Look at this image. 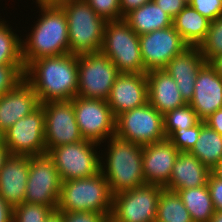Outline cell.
Segmentation results:
<instances>
[{
	"mask_svg": "<svg viewBox=\"0 0 222 222\" xmlns=\"http://www.w3.org/2000/svg\"><path fill=\"white\" fill-rule=\"evenodd\" d=\"M41 104L67 101L77 96L78 56L70 53L36 59L24 71Z\"/></svg>",
	"mask_w": 222,
	"mask_h": 222,
	"instance_id": "1",
	"label": "cell"
},
{
	"mask_svg": "<svg viewBox=\"0 0 222 222\" xmlns=\"http://www.w3.org/2000/svg\"><path fill=\"white\" fill-rule=\"evenodd\" d=\"M41 16L24 40L22 59L25 67L32 61L70 53L68 24L59 5H41Z\"/></svg>",
	"mask_w": 222,
	"mask_h": 222,
	"instance_id": "2",
	"label": "cell"
},
{
	"mask_svg": "<svg viewBox=\"0 0 222 222\" xmlns=\"http://www.w3.org/2000/svg\"><path fill=\"white\" fill-rule=\"evenodd\" d=\"M107 142V157H101L100 172L107 180L111 194L146 184L142 163L143 146L116 135L108 138Z\"/></svg>",
	"mask_w": 222,
	"mask_h": 222,
	"instance_id": "3",
	"label": "cell"
},
{
	"mask_svg": "<svg viewBox=\"0 0 222 222\" xmlns=\"http://www.w3.org/2000/svg\"><path fill=\"white\" fill-rule=\"evenodd\" d=\"M59 6L67 19L70 54L100 52L106 21L85 0H67Z\"/></svg>",
	"mask_w": 222,
	"mask_h": 222,
	"instance_id": "4",
	"label": "cell"
},
{
	"mask_svg": "<svg viewBox=\"0 0 222 222\" xmlns=\"http://www.w3.org/2000/svg\"><path fill=\"white\" fill-rule=\"evenodd\" d=\"M112 197L103 174L62 181L57 211H93L110 215Z\"/></svg>",
	"mask_w": 222,
	"mask_h": 222,
	"instance_id": "5",
	"label": "cell"
},
{
	"mask_svg": "<svg viewBox=\"0 0 222 222\" xmlns=\"http://www.w3.org/2000/svg\"><path fill=\"white\" fill-rule=\"evenodd\" d=\"M101 52L120 73H146L140 51L139 35L124 20L107 21Z\"/></svg>",
	"mask_w": 222,
	"mask_h": 222,
	"instance_id": "6",
	"label": "cell"
},
{
	"mask_svg": "<svg viewBox=\"0 0 222 222\" xmlns=\"http://www.w3.org/2000/svg\"><path fill=\"white\" fill-rule=\"evenodd\" d=\"M97 146L100 144L84 139L54 147L48 155L54 160L62 181L89 178L100 172L101 156Z\"/></svg>",
	"mask_w": 222,
	"mask_h": 222,
	"instance_id": "7",
	"label": "cell"
},
{
	"mask_svg": "<svg viewBox=\"0 0 222 222\" xmlns=\"http://www.w3.org/2000/svg\"><path fill=\"white\" fill-rule=\"evenodd\" d=\"M164 187L144 184L112 197L109 222H155L160 193Z\"/></svg>",
	"mask_w": 222,
	"mask_h": 222,
	"instance_id": "8",
	"label": "cell"
},
{
	"mask_svg": "<svg viewBox=\"0 0 222 222\" xmlns=\"http://www.w3.org/2000/svg\"><path fill=\"white\" fill-rule=\"evenodd\" d=\"M119 75L117 67L101 51L80 55L77 96L107 100Z\"/></svg>",
	"mask_w": 222,
	"mask_h": 222,
	"instance_id": "9",
	"label": "cell"
},
{
	"mask_svg": "<svg viewBox=\"0 0 222 222\" xmlns=\"http://www.w3.org/2000/svg\"><path fill=\"white\" fill-rule=\"evenodd\" d=\"M115 135L141 146L162 141L166 138L163 114L149 103L125 111L116 117Z\"/></svg>",
	"mask_w": 222,
	"mask_h": 222,
	"instance_id": "10",
	"label": "cell"
},
{
	"mask_svg": "<svg viewBox=\"0 0 222 222\" xmlns=\"http://www.w3.org/2000/svg\"><path fill=\"white\" fill-rule=\"evenodd\" d=\"M59 173L54 160L46 154L29 157V176L24 201L57 210L61 193Z\"/></svg>",
	"mask_w": 222,
	"mask_h": 222,
	"instance_id": "11",
	"label": "cell"
},
{
	"mask_svg": "<svg viewBox=\"0 0 222 222\" xmlns=\"http://www.w3.org/2000/svg\"><path fill=\"white\" fill-rule=\"evenodd\" d=\"M71 101L84 139L101 144L115 135L116 117L106 100L76 96Z\"/></svg>",
	"mask_w": 222,
	"mask_h": 222,
	"instance_id": "12",
	"label": "cell"
},
{
	"mask_svg": "<svg viewBox=\"0 0 222 222\" xmlns=\"http://www.w3.org/2000/svg\"><path fill=\"white\" fill-rule=\"evenodd\" d=\"M44 127V109L40 105L4 132L5 147L13 156L46 154Z\"/></svg>",
	"mask_w": 222,
	"mask_h": 222,
	"instance_id": "13",
	"label": "cell"
},
{
	"mask_svg": "<svg viewBox=\"0 0 222 222\" xmlns=\"http://www.w3.org/2000/svg\"><path fill=\"white\" fill-rule=\"evenodd\" d=\"M44 109V137L47 153L59 145L84 140L75 119L71 100L41 104Z\"/></svg>",
	"mask_w": 222,
	"mask_h": 222,
	"instance_id": "14",
	"label": "cell"
},
{
	"mask_svg": "<svg viewBox=\"0 0 222 222\" xmlns=\"http://www.w3.org/2000/svg\"><path fill=\"white\" fill-rule=\"evenodd\" d=\"M139 41L146 72L164 69L174 56L189 47L173 25L140 35Z\"/></svg>",
	"mask_w": 222,
	"mask_h": 222,
	"instance_id": "15",
	"label": "cell"
},
{
	"mask_svg": "<svg viewBox=\"0 0 222 222\" xmlns=\"http://www.w3.org/2000/svg\"><path fill=\"white\" fill-rule=\"evenodd\" d=\"M113 114H119L148 103L146 73H120L107 98Z\"/></svg>",
	"mask_w": 222,
	"mask_h": 222,
	"instance_id": "16",
	"label": "cell"
},
{
	"mask_svg": "<svg viewBox=\"0 0 222 222\" xmlns=\"http://www.w3.org/2000/svg\"><path fill=\"white\" fill-rule=\"evenodd\" d=\"M180 151L168 138L143 146V173L146 184L165 187Z\"/></svg>",
	"mask_w": 222,
	"mask_h": 222,
	"instance_id": "17",
	"label": "cell"
},
{
	"mask_svg": "<svg viewBox=\"0 0 222 222\" xmlns=\"http://www.w3.org/2000/svg\"><path fill=\"white\" fill-rule=\"evenodd\" d=\"M189 105L202 121L222 109V77L209 63H205L197 73L194 95Z\"/></svg>",
	"mask_w": 222,
	"mask_h": 222,
	"instance_id": "18",
	"label": "cell"
},
{
	"mask_svg": "<svg viewBox=\"0 0 222 222\" xmlns=\"http://www.w3.org/2000/svg\"><path fill=\"white\" fill-rule=\"evenodd\" d=\"M40 105L34 88L25 79L22 80L13 90L0 95V130L4 133Z\"/></svg>",
	"mask_w": 222,
	"mask_h": 222,
	"instance_id": "19",
	"label": "cell"
},
{
	"mask_svg": "<svg viewBox=\"0 0 222 222\" xmlns=\"http://www.w3.org/2000/svg\"><path fill=\"white\" fill-rule=\"evenodd\" d=\"M206 63L198 46H189L174 56L164 70L175 80L183 100L189 104L194 95L197 73Z\"/></svg>",
	"mask_w": 222,
	"mask_h": 222,
	"instance_id": "20",
	"label": "cell"
},
{
	"mask_svg": "<svg viewBox=\"0 0 222 222\" xmlns=\"http://www.w3.org/2000/svg\"><path fill=\"white\" fill-rule=\"evenodd\" d=\"M28 176V156L10 155L0 169V195L12 208L24 202Z\"/></svg>",
	"mask_w": 222,
	"mask_h": 222,
	"instance_id": "21",
	"label": "cell"
},
{
	"mask_svg": "<svg viewBox=\"0 0 222 222\" xmlns=\"http://www.w3.org/2000/svg\"><path fill=\"white\" fill-rule=\"evenodd\" d=\"M148 82V103L159 113L165 114L187 104L175 80L164 70L146 72Z\"/></svg>",
	"mask_w": 222,
	"mask_h": 222,
	"instance_id": "22",
	"label": "cell"
},
{
	"mask_svg": "<svg viewBox=\"0 0 222 222\" xmlns=\"http://www.w3.org/2000/svg\"><path fill=\"white\" fill-rule=\"evenodd\" d=\"M211 171L190 152H179L175 160L169 183L164 187L176 192L207 184Z\"/></svg>",
	"mask_w": 222,
	"mask_h": 222,
	"instance_id": "23",
	"label": "cell"
},
{
	"mask_svg": "<svg viewBox=\"0 0 222 222\" xmlns=\"http://www.w3.org/2000/svg\"><path fill=\"white\" fill-rule=\"evenodd\" d=\"M124 20L139 36L172 26V18L153 0L132 10Z\"/></svg>",
	"mask_w": 222,
	"mask_h": 222,
	"instance_id": "24",
	"label": "cell"
},
{
	"mask_svg": "<svg viewBox=\"0 0 222 222\" xmlns=\"http://www.w3.org/2000/svg\"><path fill=\"white\" fill-rule=\"evenodd\" d=\"M210 22L189 4L172 19L174 29L189 46H199L206 37Z\"/></svg>",
	"mask_w": 222,
	"mask_h": 222,
	"instance_id": "25",
	"label": "cell"
},
{
	"mask_svg": "<svg viewBox=\"0 0 222 222\" xmlns=\"http://www.w3.org/2000/svg\"><path fill=\"white\" fill-rule=\"evenodd\" d=\"M190 153L211 171L222 161V135L200 120V135Z\"/></svg>",
	"mask_w": 222,
	"mask_h": 222,
	"instance_id": "26",
	"label": "cell"
},
{
	"mask_svg": "<svg viewBox=\"0 0 222 222\" xmlns=\"http://www.w3.org/2000/svg\"><path fill=\"white\" fill-rule=\"evenodd\" d=\"M176 192L181 197L193 222H210L215 210L207 184L201 187L177 190Z\"/></svg>",
	"mask_w": 222,
	"mask_h": 222,
	"instance_id": "27",
	"label": "cell"
},
{
	"mask_svg": "<svg viewBox=\"0 0 222 222\" xmlns=\"http://www.w3.org/2000/svg\"><path fill=\"white\" fill-rule=\"evenodd\" d=\"M155 222H193L177 192L163 189L160 193Z\"/></svg>",
	"mask_w": 222,
	"mask_h": 222,
	"instance_id": "28",
	"label": "cell"
},
{
	"mask_svg": "<svg viewBox=\"0 0 222 222\" xmlns=\"http://www.w3.org/2000/svg\"><path fill=\"white\" fill-rule=\"evenodd\" d=\"M0 19V65H24L22 39L6 21ZM6 23V24H5Z\"/></svg>",
	"mask_w": 222,
	"mask_h": 222,
	"instance_id": "29",
	"label": "cell"
},
{
	"mask_svg": "<svg viewBox=\"0 0 222 222\" xmlns=\"http://www.w3.org/2000/svg\"><path fill=\"white\" fill-rule=\"evenodd\" d=\"M199 121L196 112L189 104L166 112L163 115L166 138H169L176 130L190 128Z\"/></svg>",
	"mask_w": 222,
	"mask_h": 222,
	"instance_id": "30",
	"label": "cell"
},
{
	"mask_svg": "<svg viewBox=\"0 0 222 222\" xmlns=\"http://www.w3.org/2000/svg\"><path fill=\"white\" fill-rule=\"evenodd\" d=\"M198 47L206 63L222 54V16L210 22L206 37Z\"/></svg>",
	"mask_w": 222,
	"mask_h": 222,
	"instance_id": "31",
	"label": "cell"
},
{
	"mask_svg": "<svg viewBox=\"0 0 222 222\" xmlns=\"http://www.w3.org/2000/svg\"><path fill=\"white\" fill-rule=\"evenodd\" d=\"M53 211L49 206L24 201L13 208V222H45Z\"/></svg>",
	"mask_w": 222,
	"mask_h": 222,
	"instance_id": "32",
	"label": "cell"
},
{
	"mask_svg": "<svg viewBox=\"0 0 222 222\" xmlns=\"http://www.w3.org/2000/svg\"><path fill=\"white\" fill-rule=\"evenodd\" d=\"M25 65H0V95L13 90L24 80Z\"/></svg>",
	"mask_w": 222,
	"mask_h": 222,
	"instance_id": "33",
	"label": "cell"
},
{
	"mask_svg": "<svg viewBox=\"0 0 222 222\" xmlns=\"http://www.w3.org/2000/svg\"><path fill=\"white\" fill-rule=\"evenodd\" d=\"M200 135V121L187 129L176 130L168 139L181 152H190Z\"/></svg>",
	"mask_w": 222,
	"mask_h": 222,
	"instance_id": "34",
	"label": "cell"
},
{
	"mask_svg": "<svg viewBox=\"0 0 222 222\" xmlns=\"http://www.w3.org/2000/svg\"><path fill=\"white\" fill-rule=\"evenodd\" d=\"M95 13L107 21L124 19L121 14L120 0H85Z\"/></svg>",
	"mask_w": 222,
	"mask_h": 222,
	"instance_id": "35",
	"label": "cell"
},
{
	"mask_svg": "<svg viewBox=\"0 0 222 222\" xmlns=\"http://www.w3.org/2000/svg\"><path fill=\"white\" fill-rule=\"evenodd\" d=\"M189 5L211 22L222 16V0H191Z\"/></svg>",
	"mask_w": 222,
	"mask_h": 222,
	"instance_id": "36",
	"label": "cell"
},
{
	"mask_svg": "<svg viewBox=\"0 0 222 222\" xmlns=\"http://www.w3.org/2000/svg\"><path fill=\"white\" fill-rule=\"evenodd\" d=\"M63 222H109L110 215L93 211H58Z\"/></svg>",
	"mask_w": 222,
	"mask_h": 222,
	"instance_id": "37",
	"label": "cell"
},
{
	"mask_svg": "<svg viewBox=\"0 0 222 222\" xmlns=\"http://www.w3.org/2000/svg\"><path fill=\"white\" fill-rule=\"evenodd\" d=\"M207 187L212 199L214 210L222 212V181L210 173L207 180Z\"/></svg>",
	"mask_w": 222,
	"mask_h": 222,
	"instance_id": "38",
	"label": "cell"
},
{
	"mask_svg": "<svg viewBox=\"0 0 222 222\" xmlns=\"http://www.w3.org/2000/svg\"><path fill=\"white\" fill-rule=\"evenodd\" d=\"M172 19L183 10L187 3L183 0H153Z\"/></svg>",
	"mask_w": 222,
	"mask_h": 222,
	"instance_id": "39",
	"label": "cell"
},
{
	"mask_svg": "<svg viewBox=\"0 0 222 222\" xmlns=\"http://www.w3.org/2000/svg\"><path fill=\"white\" fill-rule=\"evenodd\" d=\"M210 128L222 135V109L216 110L213 114L204 120Z\"/></svg>",
	"mask_w": 222,
	"mask_h": 222,
	"instance_id": "40",
	"label": "cell"
},
{
	"mask_svg": "<svg viewBox=\"0 0 222 222\" xmlns=\"http://www.w3.org/2000/svg\"><path fill=\"white\" fill-rule=\"evenodd\" d=\"M152 0H120V9L124 18L132 10L137 9Z\"/></svg>",
	"mask_w": 222,
	"mask_h": 222,
	"instance_id": "41",
	"label": "cell"
},
{
	"mask_svg": "<svg viewBox=\"0 0 222 222\" xmlns=\"http://www.w3.org/2000/svg\"><path fill=\"white\" fill-rule=\"evenodd\" d=\"M0 222H13V208L0 195Z\"/></svg>",
	"mask_w": 222,
	"mask_h": 222,
	"instance_id": "42",
	"label": "cell"
},
{
	"mask_svg": "<svg viewBox=\"0 0 222 222\" xmlns=\"http://www.w3.org/2000/svg\"><path fill=\"white\" fill-rule=\"evenodd\" d=\"M208 63L222 77V54L213 57Z\"/></svg>",
	"mask_w": 222,
	"mask_h": 222,
	"instance_id": "43",
	"label": "cell"
},
{
	"mask_svg": "<svg viewBox=\"0 0 222 222\" xmlns=\"http://www.w3.org/2000/svg\"><path fill=\"white\" fill-rule=\"evenodd\" d=\"M10 152L6 147L0 148V169L4 165V162L9 158Z\"/></svg>",
	"mask_w": 222,
	"mask_h": 222,
	"instance_id": "44",
	"label": "cell"
},
{
	"mask_svg": "<svg viewBox=\"0 0 222 222\" xmlns=\"http://www.w3.org/2000/svg\"><path fill=\"white\" fill-rule=\"evenodd\" d=\"M45 222H63L62 215L56 210L53 211L49 217L45 220Z\"/></svg>",
	"mask_w": 222,
	"mask_h": 222,
	"instance_id": "45",
	"label": "cell"
},
{
	"mask_svg": "<svg viewBox=\"0 0 222 222\" xmlns=\"http://www.w3.org/2000/svg\"><path fill=\"white\" fill-rule=\"evenodd\" d=\"M67 0H36L38 6L41 5H60L61 3L66 2Z\"/></svg>",
	"mask_w": 222,
	"mask_h": 222,
	"instance_id": "46",
	"label": "cell"
},
{
	"mask_svg": "<svg viewBox=\"0 0 222 222\" xmlns=\"http://www.w3.org/2000/svg\"><path fill=\"white\" fill-rule=\"evenodd\" d=\"M211 173L222 181V161L211 170Z\"/></svg>",
	"mask_w": 222,
	"mask_h": 222,
	"instance_id": "47",
	"label": "cell"
},
{
	"mask_svg": "<svg viewBox=\"0 0 222 222\" xmlns=\"http://www.w3.org/2000/svg\"><path fill=\"white\" fill-rule=\"evenodd\" d=\"M210 222H222V212L215 211L213 217Z\"/></svg>",
	"mask_w": 222,
	"mask_h": 222,
	"instance_id": "48",
	"label": "cell"
},
{
	"mask_svg": "<svg viewBox=\"0 0 222 222\" xmlns=\"http://www.w3.org/2000/svg\"><path fill=\"white\" fill-rule=\"evenodd\" d=\"M5 147L4 133L0 130V148Z\"/></svg>",
	"mask_w": 222,
	"mask_h": 222,
	"instance_id": "49",
	"label": "cell"
},
{
	"mask_svg": "<svg viewBox=\"0 0 222 222\" xmlns=\"http://www.w3.org/2000/svg\"><path fill=\"white\" fill-rule=\"evenodd\" d=\"M183 1H185L187 4H189L191 0H183Z\"/></svg>",
	"mask_w": 222,
	"mask_h": 222,
	"instance_id": "50",
	"label": "cell"
}]
</instances>
